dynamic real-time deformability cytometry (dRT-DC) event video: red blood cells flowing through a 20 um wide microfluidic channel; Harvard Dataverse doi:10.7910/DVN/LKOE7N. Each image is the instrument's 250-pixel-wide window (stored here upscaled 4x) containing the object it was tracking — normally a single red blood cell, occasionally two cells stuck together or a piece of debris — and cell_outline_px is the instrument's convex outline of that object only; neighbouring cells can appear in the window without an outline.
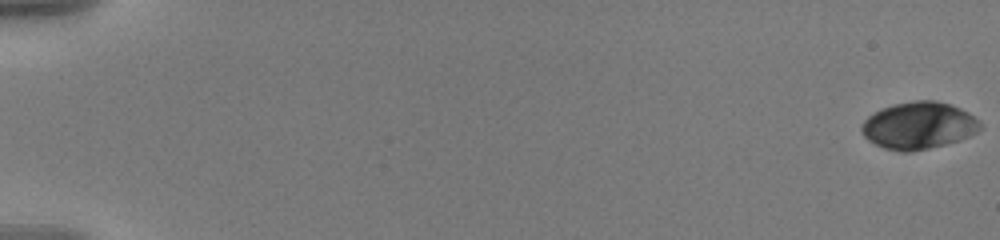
{"species": "human", "species_latin": "Homo sapiens", "temperature_condition": "warm", "stored_images_in_passage": 59, "camera_frame_rate_fps": 3000, "um_per_image_px": 0.085, "donor": {"sex": "male"}, "frame": {"image": 1, "passage_image": 1, "time_ms": 0.0, "image_size_px": [1000, 240], "cell_outline_px": [[984, 128], [960, 140], [912, 152], [900, 152], [884, 148], [868, 140], [860, 132], [860, 128], [864, 120], [868, 116], [884, 108], [896, 104], [916, 100], [936, 100], [960, 108], [968, 112], [980, 120]], "centroid_in_image_um": [78.1, 10.68], "position_along_channel_um": 6.9, "area_um2": 32.54}}
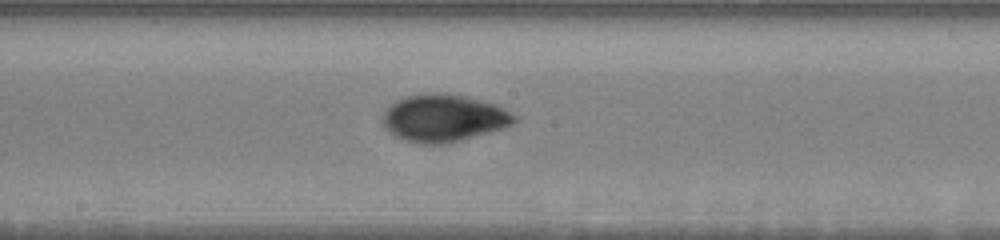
{"frame": {"image": 2, "passage_image": 34, "time_ms": 11.0, "image_size_px": [1000, 240], "cell_outline_px": [[516, 120], [512, 124], [500, 128], [460, 140], [444, 144], [420, 144], [404, 140], [388, 132], [384, 128], [384, 112], [396, 100], [404, 96], [432, 92], [448, 92], [496, 104], [504, 108], [516, 116]], "centroid_in_image_um": [37.68, 10.02], "position_along_channel_um": 210.5, "area_um2": 36.13}}
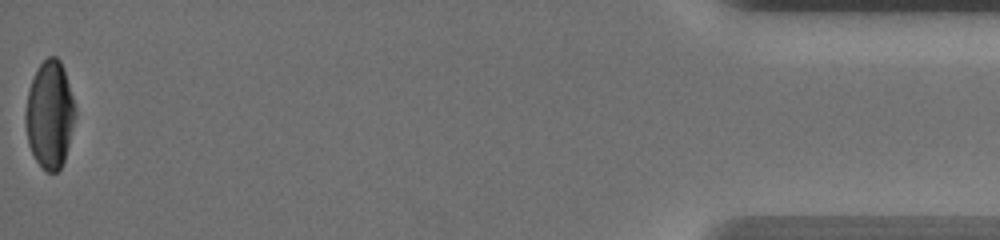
{"frame": {"image": 3, "passage_image": 59, "time_ms": 19.333, "image_size_px": [1000, 240], "cell_outline_px": [[76, 112], [64, 160], [60, 168], [56, 172], [48, 172], [36, 160], [28, 144], [24, 124], [24, 112], [28, 88], [40, 64], [48, 56], [56, 56], [60, 60], [76, 108]], "centroid_in_image_um": [4.19, 9.73], "position_along_channel_um": 431.0, "area_um2": 30.87}, "authors_computed_cell_mechanics": {"area_um2": 33.7552, "velocity_mm_per_s": 3.5903, "shape_relaxation_time_tau1_ms": 4.8447, "shape_relaxation_time_tau2_ms": 1.9429, "deformation_change_tau1": 0.1357, "deformation_change_tau2": 0.0519}}